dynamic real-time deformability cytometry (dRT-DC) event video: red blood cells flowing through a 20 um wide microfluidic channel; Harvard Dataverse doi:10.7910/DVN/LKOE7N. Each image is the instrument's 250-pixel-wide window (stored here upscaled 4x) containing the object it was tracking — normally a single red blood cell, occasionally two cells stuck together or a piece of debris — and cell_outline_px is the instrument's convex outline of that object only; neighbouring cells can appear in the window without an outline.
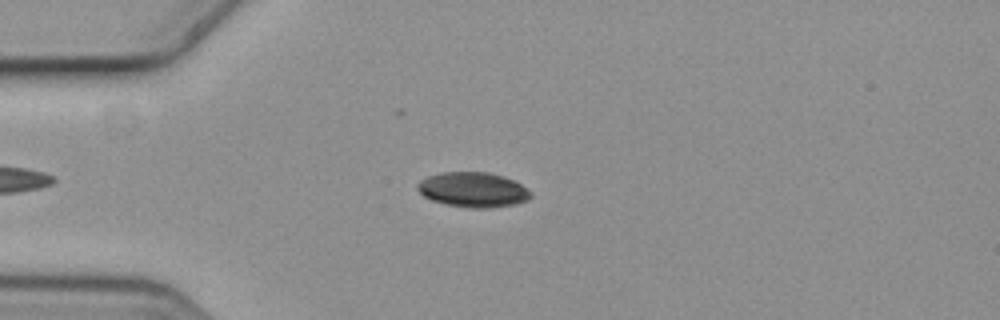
{"species": "common noctule bat (a hibernating species)", "species_latin": "Nyctalus noctula", "temperature_condition": "cold", "stored_images_in_passage": 2, "camera_frame_rate_fps": 3000, "um_per_image_px": 0.085, "animal": {"sex": "female", "body_mass_g": 19.3, "forearm_length_mm": 54.1}, "frame": {"image": 1, "passage_image": 1, "time_ms": 0.0, "image_size_px": [1000, 320], "cell_outline_px": [[532, 196], [528, 200], [516, 204], [492, 208], [468, 208], [444, 204], [432, 200], [424, 196], [416, 188], [416, 184], [420, 180], [428, 176], [444, 172], [488, 172], [504, 176], [520, 184], [532, 192]], "centroid_in_image_um": [40.21, 16.13], "position_along_channel_um": 44.8, "area_um2": 23.24}}